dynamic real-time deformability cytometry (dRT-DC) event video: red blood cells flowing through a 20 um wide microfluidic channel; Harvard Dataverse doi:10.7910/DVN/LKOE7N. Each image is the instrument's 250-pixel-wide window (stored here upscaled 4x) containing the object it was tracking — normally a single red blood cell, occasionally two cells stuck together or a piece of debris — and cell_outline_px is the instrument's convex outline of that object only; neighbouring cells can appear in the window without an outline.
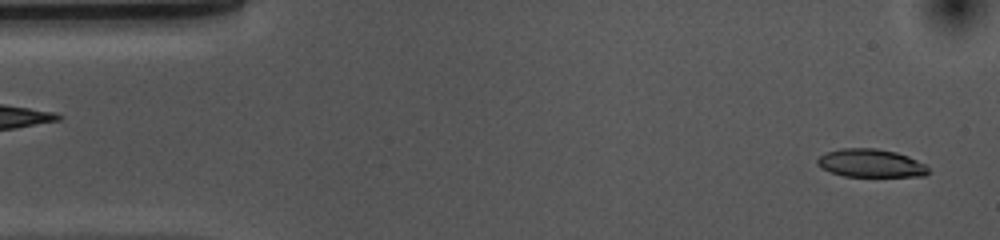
{"species": "common noctule bat (a hibernating species)", "species_latin": "Nyctalus noctula", "temperature_condition": "cold", "stored_images_in_passage": 52, "camera_frame_rate_fps": 3000, "um_per_image_px": 0.085, "animal": {"sex": "female", "body_mass_g": 10.0, "forearm_length_mm": 53.1}, "frame": {"image": 1, "passage_image": 2, "time_ms": 0.333, "image_size_px": [1000, 240], "cell_outline_px": [[932, 172], [924, 176], [844, 176], [820, 168], [816, 164], [816, 160], [820, 156], [828, 152], [840, 148], [876, 148], [896, 152], [908, 156], [924, 164]], "centroid_in_image_um": [74.02, 13.87], "position_along_channel_um": 11.0, "area_um2": 18.21}}
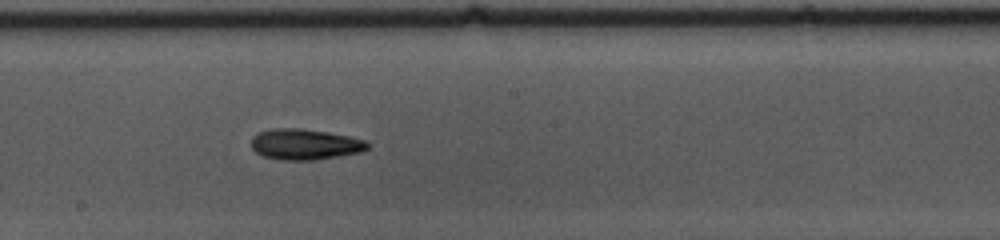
{"frame": {"image": 2, "passage_image": 27, "time_ms": 8.667, "image_size_px": [1000, 240], "cell_outline_px": [[368, 148], [360, 152], [316, 160], [280, 160], [264, 156], [256, 152], [252, 148], [252, 136], [256, 132], [272, 128], [300, 128], [328, 132], [348, 136], [364, 140], [368, 144]], "centroid_in_image_um": [25.87, 12.26], "position_along_channel_um": 222.3, "area_um2": 20.87}}
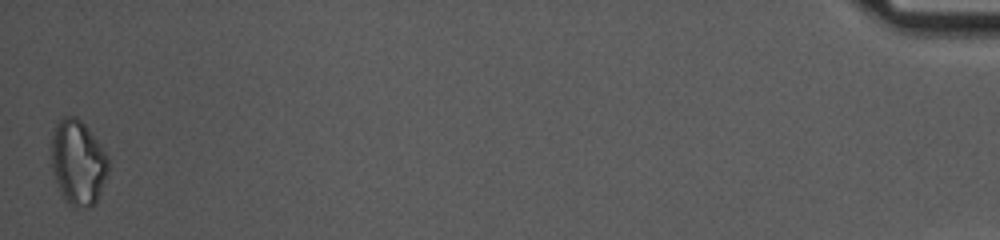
{"frame": {"image": 3, "passage_image": 52, "time_ms": 17.0, "image_size_px": [1000, 240], "cell_outline_px": [[108, 172], [96, 204], [76, 208], [68, 204], [64, 200], [56, 180], [52, 164], [52, 132], [56, 124], [64, 116], [76, 116], [88, 128], [100, 144], [108, 156]], "centroid_in_image_um": [6.64, 13.81], "position_along_channel_um": 428.6, "area_um2": 28.03}, "authors_computed_cell_mechanics": {"area_um2": 19.8543, "velocity_mm_per_s": 3.6903, "shape_relaxation_time_tau1_ms": 6.8121, "shape_relaxation_time_tau2_ms": null, "deformation_change_tau1": 0.1373, "deformation_change_tau2": null}}